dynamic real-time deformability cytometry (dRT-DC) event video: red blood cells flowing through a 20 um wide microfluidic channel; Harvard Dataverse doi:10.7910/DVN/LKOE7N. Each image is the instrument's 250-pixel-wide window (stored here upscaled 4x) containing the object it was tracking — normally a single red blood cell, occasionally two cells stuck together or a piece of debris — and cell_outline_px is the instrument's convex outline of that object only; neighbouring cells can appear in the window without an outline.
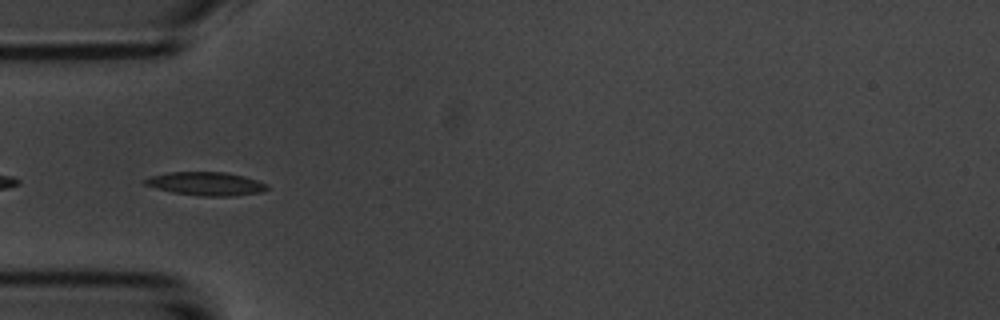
{"species": "common noctule bat (a hibernating species)", "species_latin": "Nyctalus noctula", "temperature_condition": "room temperature", "stored_images_in_passage": 15, "camera_frame_rate_fps": 3000, "um_per_image_px": 0.085, "animal": {"sex": "male", "body_mass_g": 20.1, "forearm_length_mm": 53.5}, "frame": {"image": 1, "passage_image": 5, "time_ms": 5.333, "image_size_px": [1000, 320], "cell_outline_px": [[268, 188], [264, 192], [236, 196], [200, 196], [172, 192], [156, 188], [144, 184], [140, 180], [148, 176], [168, 172], [224, 172], [244, 176], [268, 184]], "centroid_in_image_um": [17.49, 15.62], "position_along_channel_um": 67.5, "area_um2": 16.94}}
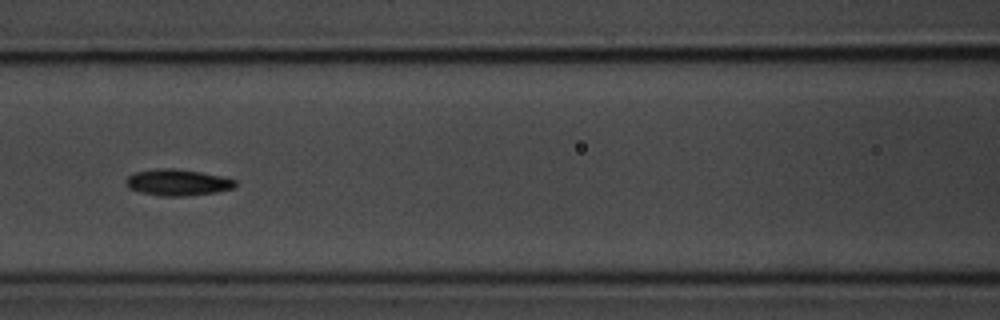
{"frame": {"image": 2, "passage_image": 7, "time_ms": 7.667, "image_size_px": [1000, 320], "cell_outline_px": [[236, 184], [232, 188], [216, 192], [184, 196], [160, 196], [140, 192], [128, 188], [124, 184], [124, 180], [128, 176], [136, 172], [160, 168], [176, 168], [224, 176], [236, 180]], "centroid_in_image_um": [15.07, 15.5], "position_along_channel_um": 151.5, "area_um2": 16.88}, "authors_computed_cell_mechanics": {"area_um2": 16.8776, "velocity_mm_per_s": 3.5838, "shape_relaxation_time_tau1_ms": 1.8829, "shape_relaxation_time_tau2_ms": 0.1854, "deformation_change_tau1": 0.0886, "deformation_change_tau2": 0.0167}}